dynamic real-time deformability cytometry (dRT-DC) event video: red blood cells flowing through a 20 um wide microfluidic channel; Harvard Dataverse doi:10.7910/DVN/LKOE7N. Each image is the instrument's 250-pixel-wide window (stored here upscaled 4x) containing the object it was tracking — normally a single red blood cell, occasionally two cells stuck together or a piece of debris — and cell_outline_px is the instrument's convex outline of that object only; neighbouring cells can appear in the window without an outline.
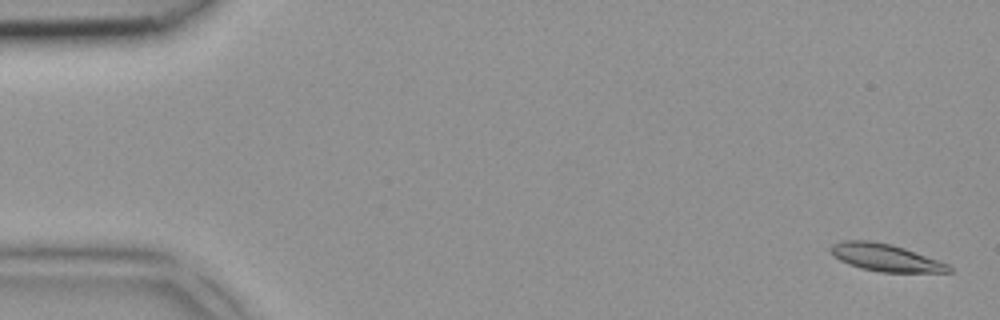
{"species": "common noctule bat (a hibernating species)", "species_latin": "Nyctalus noctula", "temperature_condition": "room temperature", "stored_images_in_passage": 4, "camera_frame_rate_fps": 3000, "um_per_image_px": 0.085, "animal": {"sex": "female", "body_mass_g": 18.4}, "frame": {"image": 1, "passage_image": 1, "time_ms": 0.0, "image_size_px": [1000, 320], "cell_outline_px": [[952, 272], [880, 272], [860, 268], [848, 264], [840, 260], [828, 248], [832, 244], [844, 240], [872, 240], [892, 244], [904, 248], [948, 264], [952, 268]], "centroid_in_image_um": [75.24, 21.89], "position_along_channel_um": 9.8, "area_um2": 18.73}}
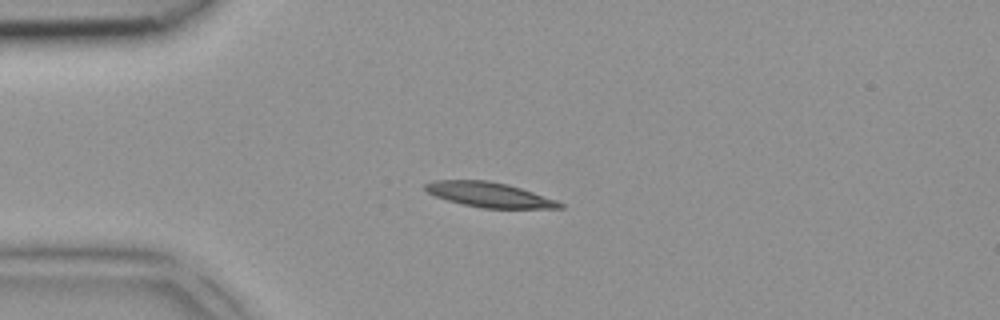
{"frame": {"image": 2, "passage_image": 4, "time_ms": 1.0, "image_size_px": [1000, 320], "cell_outline_px": [[564, 208], [480, 208], [448, 200], [436, 196], [428, 192], [424, 188], [424, 184], [432, 180], [488, 180], [508, 184], [556, 200], [564, 204]], "centroid_in_image_um": [41.57, 16.54], "position_along_channel_um": 43.4, "area_um2": 19.36}}